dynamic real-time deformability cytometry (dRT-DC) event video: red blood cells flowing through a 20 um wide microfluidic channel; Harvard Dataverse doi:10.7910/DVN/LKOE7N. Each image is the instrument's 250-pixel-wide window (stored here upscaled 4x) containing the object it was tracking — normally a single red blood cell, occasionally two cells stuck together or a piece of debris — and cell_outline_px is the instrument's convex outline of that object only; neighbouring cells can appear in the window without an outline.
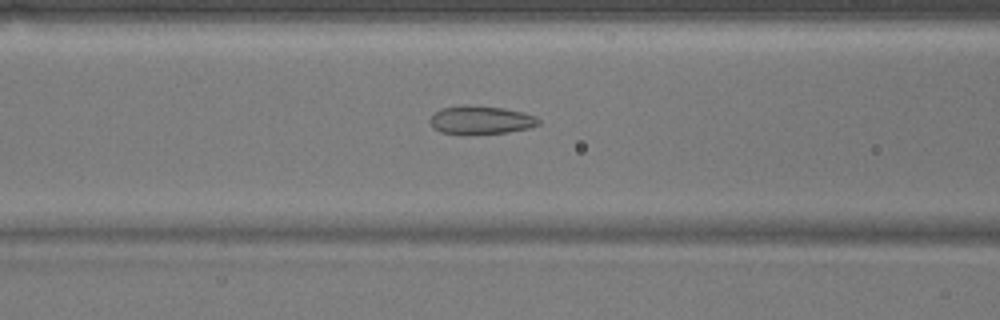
{"species": "common noctule bat (a hibernating species)", "species_latin": "Nyctalus noctula", "temperature_condition": "warm", "stored_images_in_passage": 46, "camera_frame_rate_fps": 3000, "um_per_image_px": 0.085, "animal": {"sex": "male", "body_mass_g": 17.9}, "frame": {"image": 1, "passage_image": 14, "time_ms": 4.333, "image_size_px": [1000, 320], "cell_outline_px": [[540, 124], [528, 128], [508, 132], [440, 132], [432, 128], [428, 120], [440, 108], [464, 104], [472, 104], [504, 108], [524, 112], [536, 116], [540, 120]], "centroid_in_image_um": [40.87, 10.15], "position_along_channel_um": 125.7, "area_um2": 17.69}}
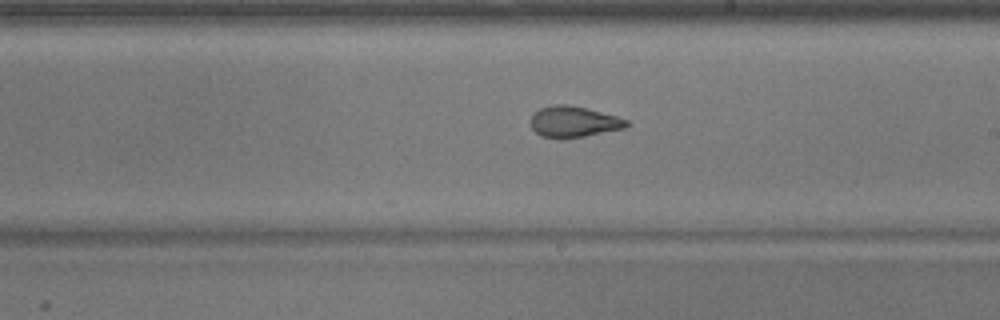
{"frame": {"image": 2, "passage_image": 23, "time_ms": 7.333, "image_size_px": [1000, 320], "cell_outline_px": [[632, 124], [624, 128], [584, 136], [560, 140], [540, 136], [532, 128], [528, 120], [540, 108], [556, 104], [568, 104], [588, 108], [616, 116], [628, 120]], "centroid_in_image_um": [48.74, 10.36], "position_along_channel_um": 240.3, "area_um2": 17.63}}
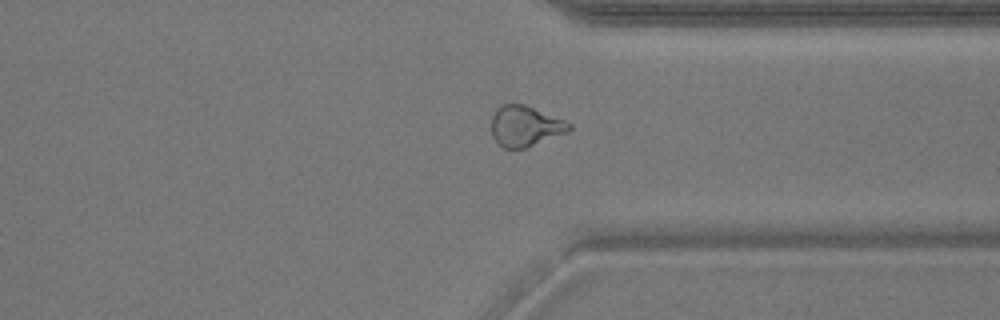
{"frame": {"image": 3, "passage_image": 33, "time_ms": 10.667, "image_size_px": [1000, 320], "cell_outline_px": [[572, 128], [568, 132], [524, 148], [504, 148], [492, 136], [492, 116], [496, 108], [504, 104], [524, 104], [564, 120], [572, 124]], "centroid_in_image_um": [44.64, 10.71], "position_along_channel_um": 366.8, "area_um2": 18.15}, "authors_computed_cell_mechanics": {"area_um2": 19.074, "velocity_mm_per_s": 3.824, "shape_relaxation_time_tau1_ms": null, "shape_relaxation_time_tau2_ms": 1.8989, "deformation_change_tau1": null, "deformation_change_tau2": 0.0901}}